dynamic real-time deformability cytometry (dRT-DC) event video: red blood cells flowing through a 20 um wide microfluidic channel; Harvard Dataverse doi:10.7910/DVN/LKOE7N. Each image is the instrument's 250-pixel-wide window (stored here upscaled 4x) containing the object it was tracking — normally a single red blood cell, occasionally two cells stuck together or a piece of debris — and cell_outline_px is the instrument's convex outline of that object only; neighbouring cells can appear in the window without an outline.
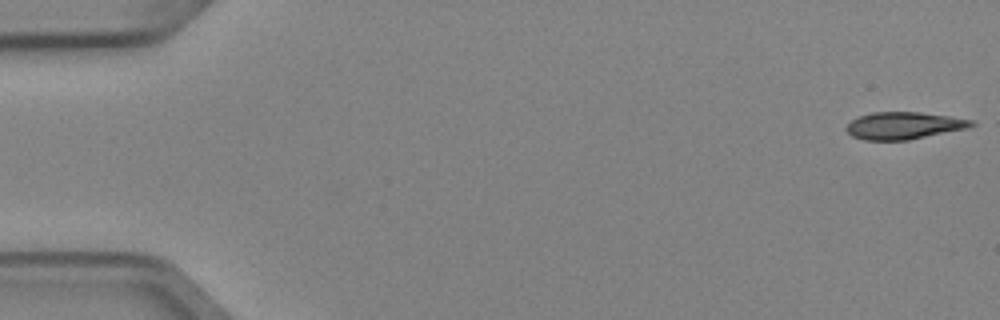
{"species": "Egyptian fruit bat (a non-hibernating species)", "species_latin": "Rousettus aegyptiacus", "temperature_condition": "cold", "stored_images_in_passage": 5, "camera_frame_rate_fps": 3000, "um_per_image_px": 0.085, "animal": {"sex": "female"}, "frame": {"image": 1, "passage_image": 1, "time_ms": 0.0, "image_size_px": [1000, 320], "cell_outline_px": [[976, 124], [968, 128], [908, 140], [864, 140], [852, 136], [844, 128], [852, 120], [860, 116], [872, 112], [920, 112], [948, 116], [972, 120]], "centroid_in_image_um": [76.81, 10.68], "position_along_channel_um": 8.2, "area_um2": 19.71}}
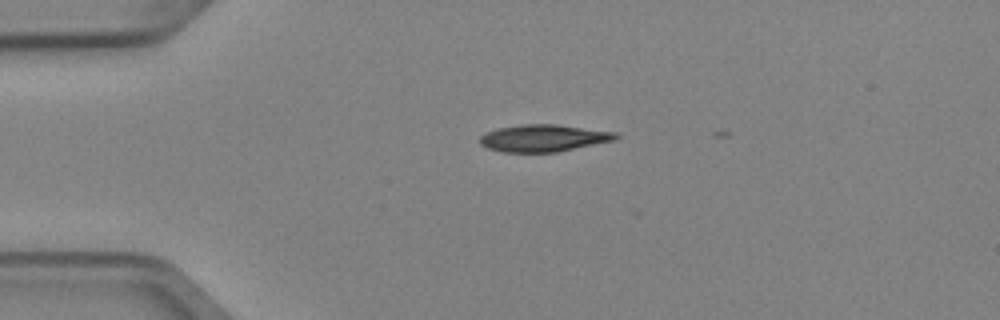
{"frame": {"image": 2, "passage_image": 4, "time_ms": 1.0, "image_size_px": [1000, 320], "cell_outline_px": [[620, 136], [616, 140], [556, 152], [504, 152], [488, 148], [480, 144], [480, 136], [488, 132], [500, 128], [520, 124], [556, 124], [616, 132]], "centroid_in_image_um": [46.23, 11.73], "position_along_channel_um": 38.8, "area_um2": 21.33}}